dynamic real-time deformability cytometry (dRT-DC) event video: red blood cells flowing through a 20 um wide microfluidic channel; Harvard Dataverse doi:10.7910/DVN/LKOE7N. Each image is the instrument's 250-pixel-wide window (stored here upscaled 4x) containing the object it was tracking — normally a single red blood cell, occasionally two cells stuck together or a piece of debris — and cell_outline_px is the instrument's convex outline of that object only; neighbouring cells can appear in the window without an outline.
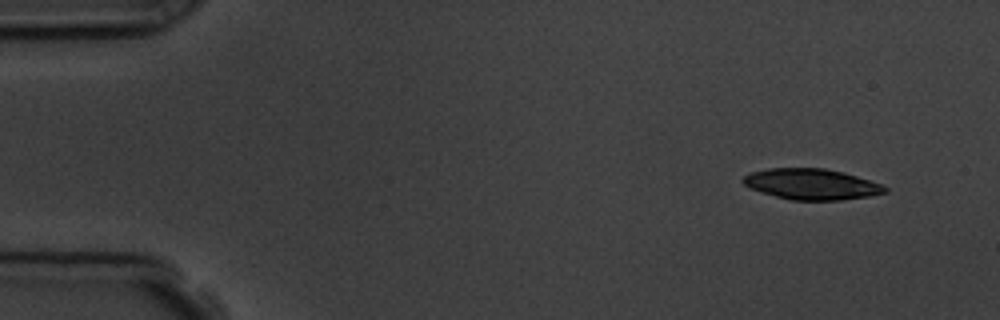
{"species": "common noctule bat (a hibernating species)", "species_latin": "Nyctalus noctula", "temperature_condition": "room temperature", "stored_images_in_passage": 4, "camera_frame_rate_fps": 3000, "um_per_image_px": 0.085, "animal": {"sex": "male", "body_mass_g": 19.5, "forearm_length_mm": 54.6}, "frame": {"image": 1, "passage_image": 1, "time_ms": 0.0, "image_size_px": [1000, 320], "cell_outline_px": [[888, 192], [868, 196], [840, 200], [792, 200], [760, 192], [744, 184], [740, 180], [744, 176], [752, 172], [768, 168], [824, 168], [844, 172], [880, 184], [888, 188]], "centroid_in_image_um": [68.97, 15.65], "position_along_channel_um": 16.0, "area_um2": 25.32}}
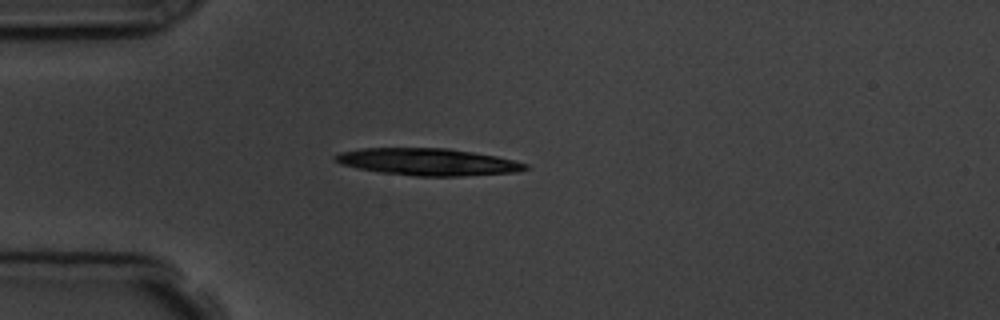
{"frame": {"image": 2, "passage_image": 4, "time_ms": 3.333, "image_size_px": [1000, 320], "cell_outline_px": [[528, 168], [516, 172], [464, 176], [416, 176], [380, 172], [356, 168], [340, 164], [332, 160], [332, 156], [340, 152], [360, 148], [448, 148], [496, 156], [528, 164]], "centroid_in_image_um": [36.3, 13.76], "position_along_channel_um": 48.7, "area_um2": 30.06}}